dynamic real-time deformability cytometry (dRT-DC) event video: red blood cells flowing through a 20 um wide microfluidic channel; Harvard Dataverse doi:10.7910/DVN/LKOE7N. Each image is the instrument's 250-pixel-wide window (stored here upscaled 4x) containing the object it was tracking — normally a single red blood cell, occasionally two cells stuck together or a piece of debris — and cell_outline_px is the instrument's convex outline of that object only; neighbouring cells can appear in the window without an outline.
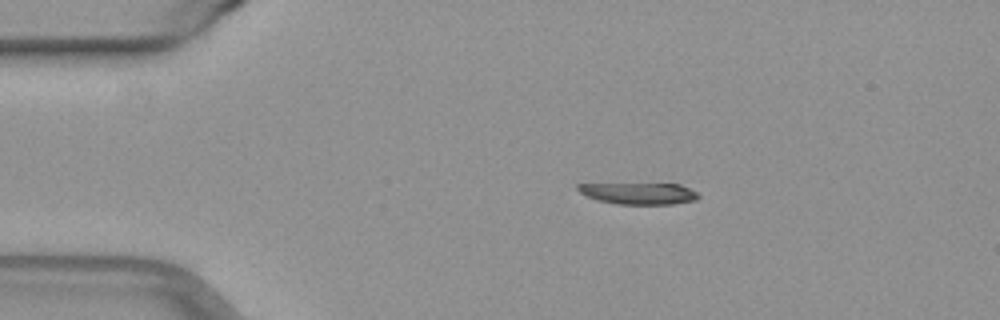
{"species": "common noctule bat (a hibernating species)", "species_latin": "Nyctalus noctula", "temperature_condition": "warm", "stored_images_in_passage": 9, "camera_frame_rate_fps": 3000, "um_per_image_px": 0.085, "animal": {"sex": "female", "body_mass_g": 29.2, "forearm_length_mm": 56.3}, "frame": {"image": 1, "passage_image": 9, "time_ms": 2.667, "image_size_px": [1000, 320], "cell_outline_px": [[700, 196], [696, 200], [672, 204], [616, 204], [596, 200], [580, 192], [576, 188], [576, 184], [680, 184], [696, 192]], "centroid_in_image_um": [54.3, 16.44], "position_along_channel_um": 30.7, "area_um2": 15.03}}